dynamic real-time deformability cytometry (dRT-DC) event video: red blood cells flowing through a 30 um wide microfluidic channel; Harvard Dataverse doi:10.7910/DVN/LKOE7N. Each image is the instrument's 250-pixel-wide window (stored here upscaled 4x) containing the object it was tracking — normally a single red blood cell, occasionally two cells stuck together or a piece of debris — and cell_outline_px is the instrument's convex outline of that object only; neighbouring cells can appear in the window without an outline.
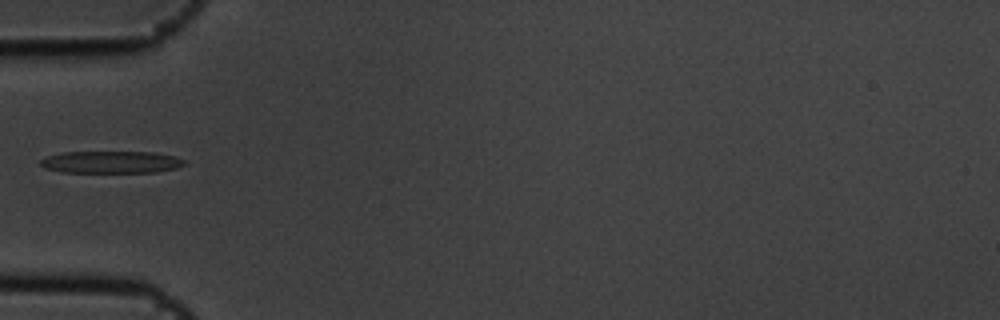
{"species": "common noctule bat (a hibernating species)", "species_latin": "Nyctalus noctula", "temperature_condition": "cold", "stored_images_in_passage": 5, "camera_frame_rate_fps": 3000, "um_per_image_px": 0.085, "animal": {"sex": "male", "body_mass_g": 19.5, "forearm_length_mm": 54.6}, "frame": {"image": 1, "passage_image": 4, "time_ms": 1.0, "image_size_px": [1000, 320], "cell_outline_px": [[184, 164], [176, 168], [156, 172], [60, 172], [44, 168], [40, 164], [40, 160], [48, 156], [64, 152], [152, 152], [172, 156], [184, 160]], "centroid_in_image_um": [9.4, 13.78], "position_along_channel_um": 75.6, "area_um2": 18.38}}
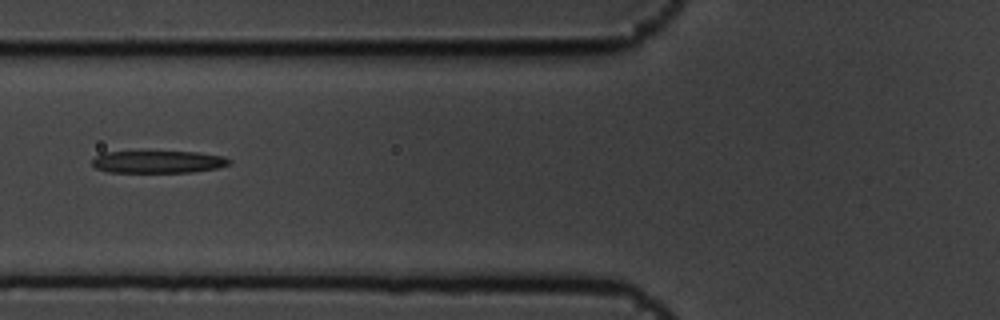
{"frame": {"image": 2, "passage_image": 5, "time_ms": 1.333, "image_size_px": [1000, 320], "cell_outline_px": [[232, 164], [216, 168], [192, 172], [108, 172], [96, 168], [92, 164], [92, 160], [100, 152], [148, 148], [196, 152], [224, 156], [232, 160]], "centroid_in_image_um": [13.39, 13.69], "position_along_channel_um": 112.4, "area_um2": 19.25}}